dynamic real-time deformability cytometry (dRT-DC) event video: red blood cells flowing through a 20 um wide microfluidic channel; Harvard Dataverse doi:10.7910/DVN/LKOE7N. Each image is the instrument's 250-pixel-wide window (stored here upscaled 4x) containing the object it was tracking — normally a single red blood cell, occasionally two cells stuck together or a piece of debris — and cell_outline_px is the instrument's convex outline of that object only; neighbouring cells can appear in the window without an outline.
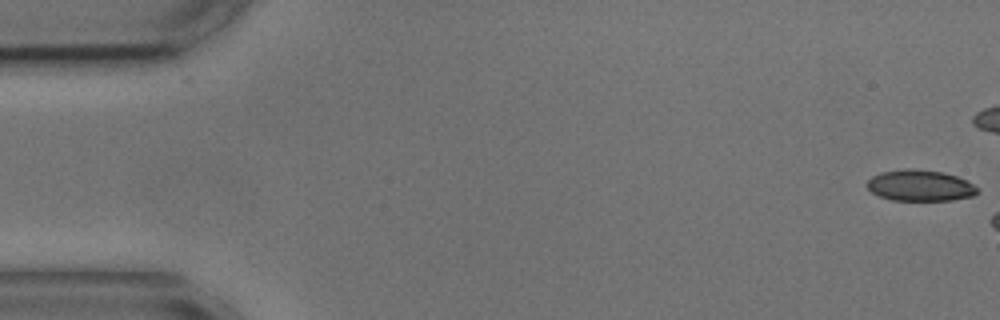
{"species": "common noctule bat (a hibernating species)", "species_latin": "Nyctalus noctula", "temperature_condition": "cold", "stored_images_in_passage": 6, "camera_frame_rate_fps": 3000, "um_per_image_px": 0.085, "animal": {"sex": "male", "body_mass_g": 17.9, "forearm_length_mm": 54.2}, "frame": {"image": 1, "passage_image": 1, "time_ms": 0.0, "image_size_px": [1000, 320], "cell_outline_px": [[980, 188], [972, 196], [952, 200], [892, 200], [880, 196], [872, 192], [868, 188], [868, 180], [872, 176], [880, 172], [904, 168], [912, 168], [944, 172], [968, 180]], "centroid_in_image_um": [78.23, 15.75], "position_along_channel_um": 6.8, "area_um2": 20.11}}